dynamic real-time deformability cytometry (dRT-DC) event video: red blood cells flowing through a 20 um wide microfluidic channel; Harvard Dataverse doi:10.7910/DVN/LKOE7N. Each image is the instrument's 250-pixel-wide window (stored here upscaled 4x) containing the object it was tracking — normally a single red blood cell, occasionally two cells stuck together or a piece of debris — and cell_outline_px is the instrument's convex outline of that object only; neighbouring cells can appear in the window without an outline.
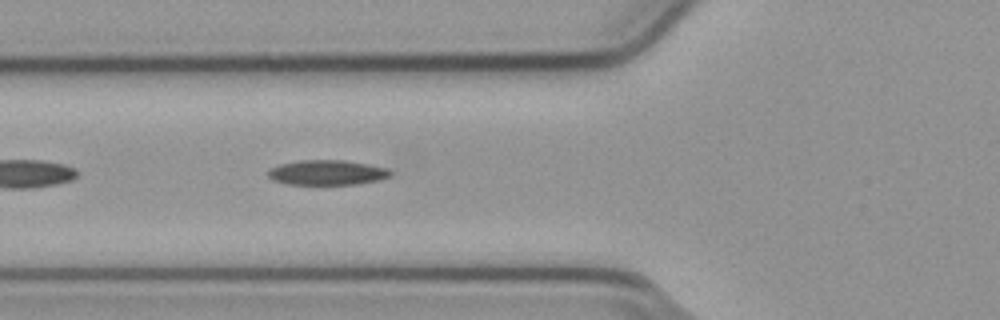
{"species": "common noctule bat (a hibernating species)", "species_latin": "Nyctalus noctula", "temperature_condition": "cold", "stored_images_in_passage": 14, "camera_frame_rate_fps": 3000, "um_per_image_px": 0.085, "animal": {"sex": "male", "body_mass_g": 23.1, "forearm_length_mm": 52.7}, "frame": {"image": 1, "passage_image": 5, "time_ms": 1.333, "image_size_px": [1000, 320], "cell_outline_px": [[392, 176], [380, 180], [360, 184], [288, 184], [272, 180], [268, 176], [268, 172], [272, 168], [280, 164], [300, 160], [344, 160], [368, 164], [388, 168], [392, 172]], "centroid_in_image_um": [27.86, 14.67], "position_along_channel_um": 97.9, "area_um2": 17.86}}
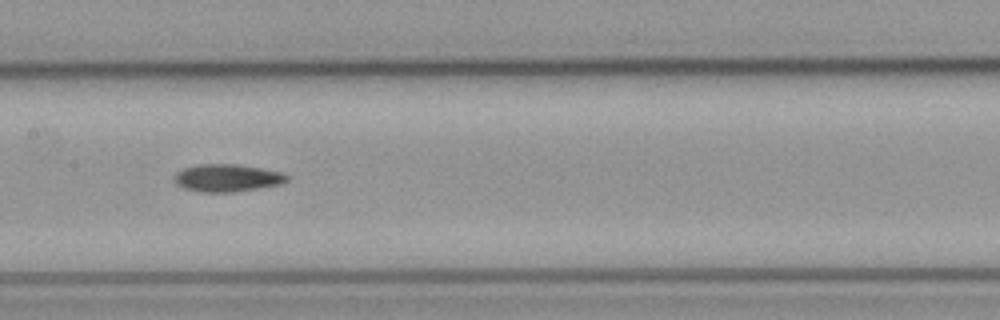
{"frame": {"image": 2, "passage_image": 12, "time_ms": 3.667, "image_size_px": [1000, 320], "cell_outline_px": [[288, 180], [284, 184], [232, 192], [200, 192], [184, 188], [176, 184], [176, 172], [184, 168], [204, 164], [236, 164], [284, 172], [288, 176]], "centroid_in_image_um": [19.36, 15.13], "position_along_channel_um": 188.0, "area_um2": 17.98}}